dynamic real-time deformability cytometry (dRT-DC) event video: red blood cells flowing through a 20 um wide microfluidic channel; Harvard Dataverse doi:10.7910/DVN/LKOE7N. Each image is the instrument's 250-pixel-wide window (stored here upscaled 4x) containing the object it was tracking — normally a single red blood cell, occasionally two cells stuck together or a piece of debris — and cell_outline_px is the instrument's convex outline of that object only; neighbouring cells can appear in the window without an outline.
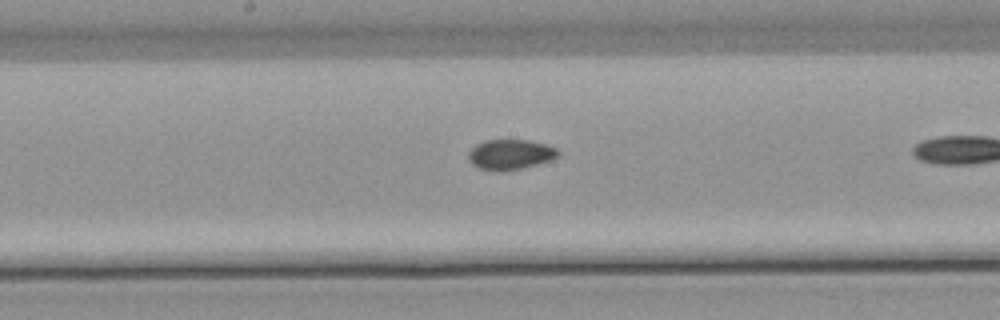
{"species": "common noctule bat (a hibernating species)", "species_latin": "Nyctalus noctula", "temperature_condition": "warm", "stored_images_in_passage": 28, "segment_of_instrument_passage": [2, 2], "camera_frame_rate_fps": 3000, "um_per_image_px": 0.085, "animal": {"sex": "male", "body_mass_g": 21.5, "forearm_length_mm": 52.0}, "frame": {"image": 1, "passage_image": 26, "time_ms": 8.333, "image_size_px": [1000, 320], "cell_outline_px": [[560, 156], [552, 160], [520, 168], [480, 168], [472, 164], [468, 156], [468, 152], [476, 144], [484, 140], [528, 140], [544, 144], [556, 148], [560, 152]], "centroid_in_image_um": [43.42, 13.08], "position_along_channel_um": 204.8, "area_um2": 15.14}}